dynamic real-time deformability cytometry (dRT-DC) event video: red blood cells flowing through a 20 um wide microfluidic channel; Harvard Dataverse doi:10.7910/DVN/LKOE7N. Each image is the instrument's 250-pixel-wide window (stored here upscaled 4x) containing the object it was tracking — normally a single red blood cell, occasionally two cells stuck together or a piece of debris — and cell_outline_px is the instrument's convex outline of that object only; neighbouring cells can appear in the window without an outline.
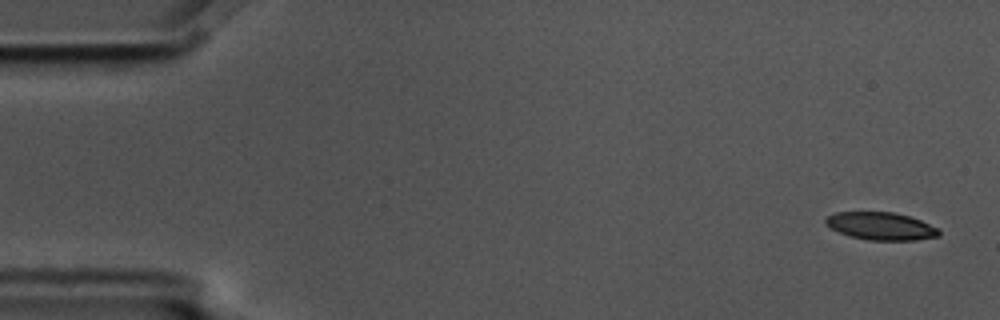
{"species": "common noctule bat (a hibernating species)", "species_latin": "Nyctalus noctula", "temperature_condition": "cold", "stored_images_in_passage": 5, "camera_frame_rate_fps": 3000, "um_per_image_px": 0.085, "animal": {"sex": "male", "body_mass_g": 17.5, "forearm_length_mm": 52.3}, "frame": {"image": 1, "passage_image": 1, "time_ms": 0.0, "image_size_px": [1000, 320], "cell_outline_px": [[940, 236], [916, 240], [868, 240], [852, 236], [840, 232], [832, 228], [824, 220], [828, 216], [836, 212], [892, 212], [908, 216], [920, 220], [940, 228]], "centroid_in_image_um": [74.94, 19.22], "position_along_channel_um": 10.1, "area_um2": 18.09}}
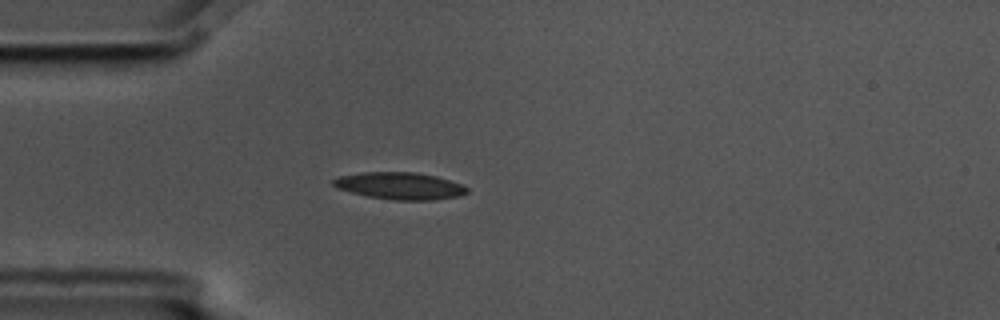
{"frame": {"image": 2, "passage_image": 4, "time_ms": 1.0, "image_size_px": [1000, 320], "cell_outline_px": [[468, 192], [460, 196], [436, 200], [396, 200], [368, 196], [336, 188], [332, 184], [332, 180], [340, 176], [364, 172], [416, 172], [436, 176], [464, 184], [468, 188]], "centroid_in_image_um": [34.04, 15.8], "position_along_channel_um": 51.0, "area_um2": 21.15}}